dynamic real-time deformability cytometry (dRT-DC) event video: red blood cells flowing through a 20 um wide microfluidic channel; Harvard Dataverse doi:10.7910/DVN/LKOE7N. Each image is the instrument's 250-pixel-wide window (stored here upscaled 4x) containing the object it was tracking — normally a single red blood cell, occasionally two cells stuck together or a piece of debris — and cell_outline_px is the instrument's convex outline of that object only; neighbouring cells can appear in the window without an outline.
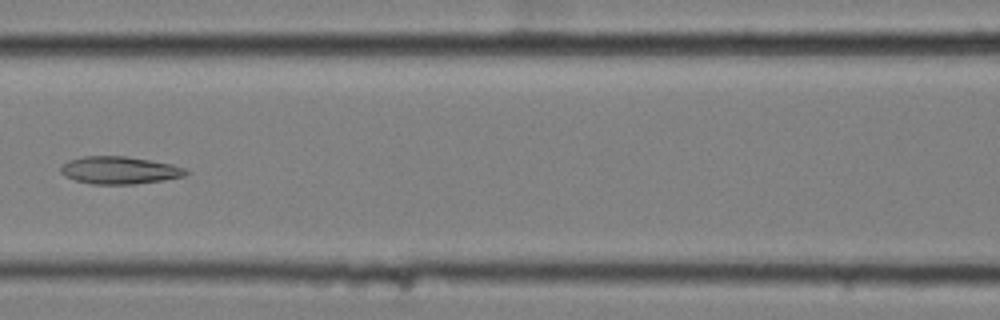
{"species": "common noctule bat (a hibernating species)", "species_latin": "Nyctalus noctula", "temperature_condition": "cold", "stored_images_in_passage": 8, "camera_frame_rate_fps": 3000, "um_per_image_px": 0.085, "animal": {"sex": "female", "body_mass_g": 25.1}, "frame": {"image": 1, "passage_image": 6, "time_ms": 1.667, "image_size_px": [1000, 320], "cell_outline_px": [[188, 172], [184, 176], [164, 180], [136, 184], [92, 184], [76, 180], [64, 176], [60, 172], [60, 168], [68, 160], [80, 156], [124, 156], [172, 164], [184, 168]], "centroid_in_image_um": [10.12, 14.47], "position_along_channel_um": 156.5, "area_um2": 20.0}}
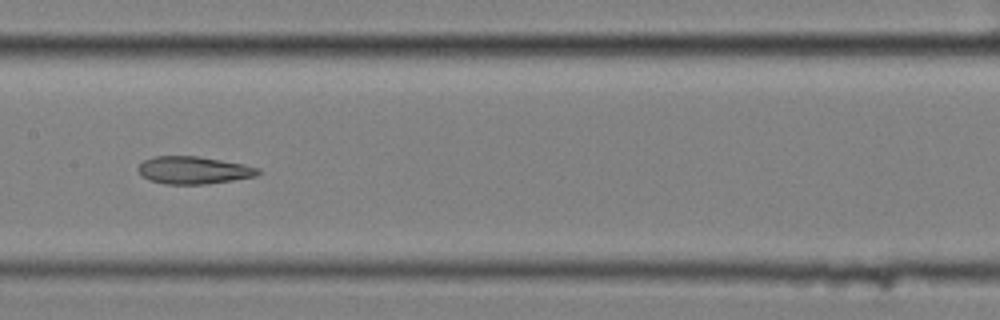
{"frame": {"image": 2, "passage_image": 7, "time_ms": 2.0, "image_size_px": [1000, 320], "cell_outline_px": [[264, 172], [256, 176], [232, 180], [204, 184], [164, 184], [148, 180], [140, 176], [136, 168], [144, 160], [152, 156], [196, 156], [244, 164], [260, 168]], "centroid_in_image_um": [16.43, 14.47], "position_along_channel_um": 191.0, "area_um2": 19.42}}
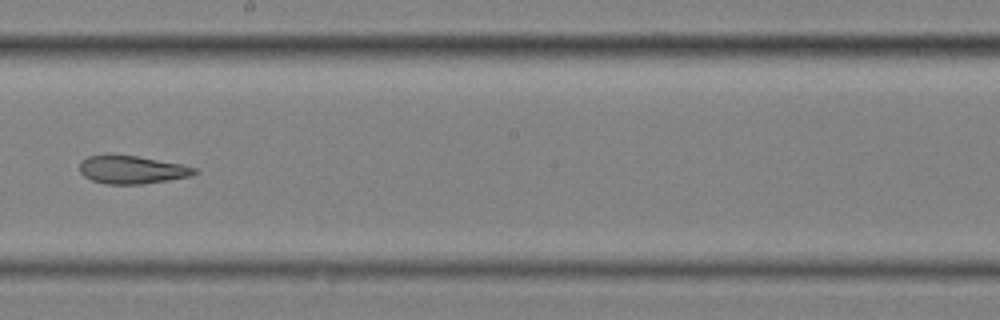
{"frame": {"image": 3, "passage_image": 8, "time_ms": 2.333, "image_size_px": [1000, 320], "cell_outline_px": [[200, 172], [192, 176], [144, 184], [104, 184], [92, 180], [84, 176], [80, 172], [80, 160], [88, 156], [136, 156], [180, 164], [196, 168]], "centroid_in_image_um": [11.24, 14.45], "position_along_channel_um": 237.0, "area_um2": 18.55}}